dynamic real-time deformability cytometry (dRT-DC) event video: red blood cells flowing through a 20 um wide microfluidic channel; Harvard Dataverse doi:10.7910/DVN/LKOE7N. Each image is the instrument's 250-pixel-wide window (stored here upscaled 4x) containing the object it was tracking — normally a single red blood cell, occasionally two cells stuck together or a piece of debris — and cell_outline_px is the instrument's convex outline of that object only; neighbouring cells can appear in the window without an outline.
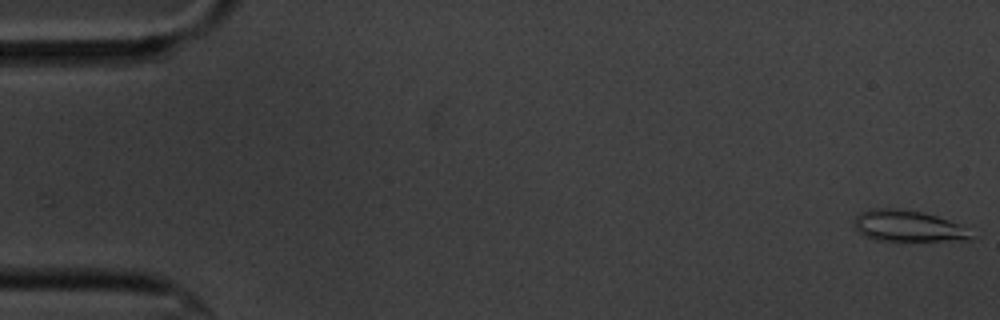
{"species": "common noctule bat (a hibernating species)", "species_latin": "Nyctalus noctula", "temperature_condition": "cold", "stored_images_in_passage": 15, "camera_frame_rate_fps": 3000, "um_per_image_px": 0.085, "animal": {"sex": "male", "body_mass_g": 20.1, "forearm_length_mm": 53.5}, "frame": {"image": 1, "passage_image": 1, "time_ms": 0.0, "image_size_px": [1000, 320], "cell_outline_px": [[972, 240], [876, 240], [864, 236], [856, 228], [852, 220], [860, 212], [872, 208], [884, 208], [920, 212], [936, 216], [960, 224]], "centroid_in_image_um": [77.08, 19.21], "position_along_channel_um": 7.9, "area_um2": 20.63}}
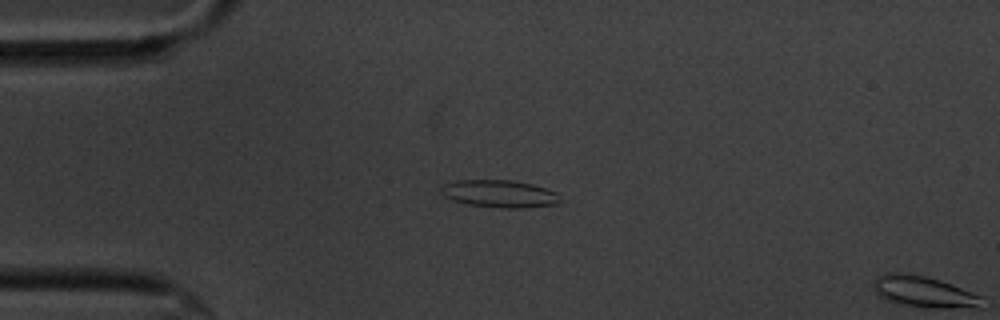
{"frame": {"image": 2, "passage_image": 14, "time_ms": 4.333, "image_size_px": [1000, 320], "cell_outline_px": [[560, 200], [556, 204], [524, 208], [504, 208], [468, 204], [452, 200], [444, 196], [440, 192], [440, 188], [444, 184], [456, 180], [512, 180], [532, 184], [556, 192]], "centroid_in_image_um": [42.42, 16.46], "position_along_channel_um": 42.6, "area_um2": 18.96}}